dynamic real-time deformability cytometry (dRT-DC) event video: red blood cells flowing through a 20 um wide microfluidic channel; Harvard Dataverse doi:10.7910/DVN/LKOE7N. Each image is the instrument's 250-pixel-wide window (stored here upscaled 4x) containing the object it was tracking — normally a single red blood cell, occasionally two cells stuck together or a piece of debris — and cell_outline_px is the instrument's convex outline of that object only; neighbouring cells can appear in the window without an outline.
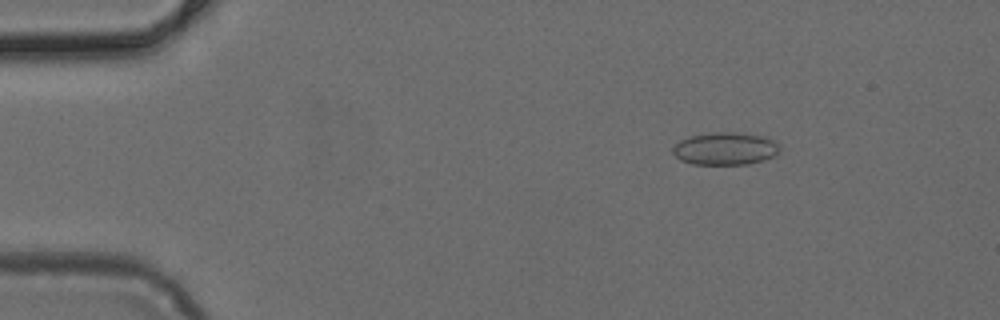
{"species": "common noctule bat (a hibernating species)", "species_latin": "Nyctalus noctula", "temperature_condition": "cold", "stored_images_in_passage": 3, "camera_frame_rate_fps": 3000, "um_per_image_px": 0.085, "animal": {"sex": "female", "body_mass_g": 24.6, "forearm_length_mm": 56.2}, "frame": {"image": 1, "passage_image": 2, "time_ms": 0.333, "image_size_px": [1000, 320], "cell_outline_px": [[780, 152], [776, 156], [764, 160], [748, 164], [692, 164], [680, 160], [672, 152], [672, 148], [680, 140], [692, 136], [712, 132], [736, 132], [764, 136], [772, 140], [780, 148]], "centroid_in_image_um": [61.66, 12.64], "position_along_channel_um": 23.3, "area_um2": 20.35}}